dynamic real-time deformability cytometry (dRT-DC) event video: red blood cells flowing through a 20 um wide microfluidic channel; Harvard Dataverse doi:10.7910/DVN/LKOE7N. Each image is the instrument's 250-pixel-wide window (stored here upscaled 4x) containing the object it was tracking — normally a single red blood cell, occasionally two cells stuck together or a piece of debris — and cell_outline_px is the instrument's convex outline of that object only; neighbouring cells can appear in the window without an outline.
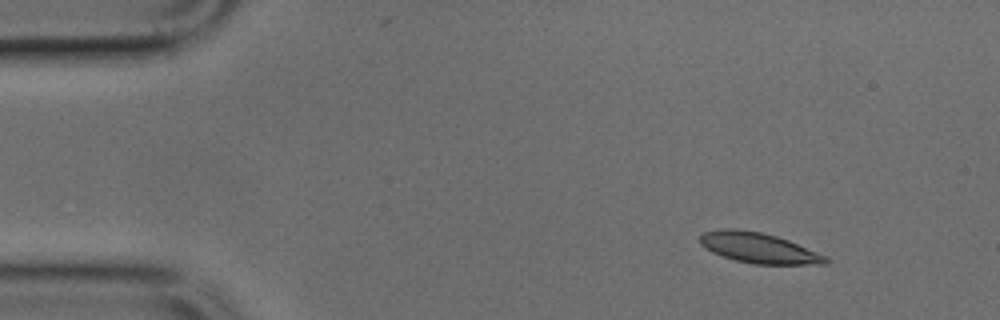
{"species": "common noctule bat (a hibernating species)", "species_latin": "Nyctalus noctula", "temperature_condition": "cold", "stored_images_in_passage": 5, "camera_frame_rate_fps": 3000, "um_per_image_px": 0.085, "animal": {"sex": "male", "body_mass_g": 17.9, "forearm_length_mm": 54.2}, "frame": {"image": 1, "passage_image": 2, "time_ms": 0.333, "image_size_px": [1000, 320], "cell_outline_px": [[828, 264], [752, 264], [736, 260], [712, 252], [700, 244], [700, 236], [704, 232], [724, 228], [736, 228], [760, 232], [776, 236], [788, 240], [828, 256]], "centroid_in_image_um": [64.5, 21.07], "position_along_channel_um": 20.5, "area_um2": 22.14}}
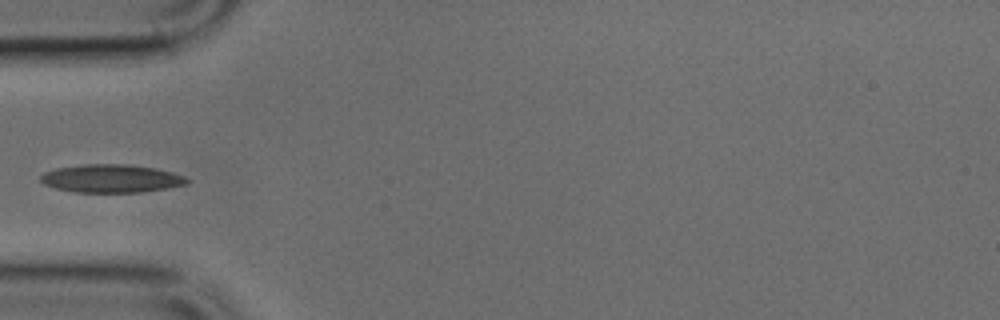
{"frame": {"image": 2, "passage_image": 5, "time_ms": 1.333, "image_size_px": [1000, 320], "cell_outline_px": [[192, 180], [188, 184], [168, 188], [140, 192], [72, 192], [56, 188], [44, 184], [40, 180], [40, 176], [44, 172], [56, 168], [84, 164], [128, 164], [156, 168], [172, 172], [184, 176]], "centroid_in_image_um": [9.48, 15.17], "position_along_channel_um": 75.5, "area_um2": 24.16}}